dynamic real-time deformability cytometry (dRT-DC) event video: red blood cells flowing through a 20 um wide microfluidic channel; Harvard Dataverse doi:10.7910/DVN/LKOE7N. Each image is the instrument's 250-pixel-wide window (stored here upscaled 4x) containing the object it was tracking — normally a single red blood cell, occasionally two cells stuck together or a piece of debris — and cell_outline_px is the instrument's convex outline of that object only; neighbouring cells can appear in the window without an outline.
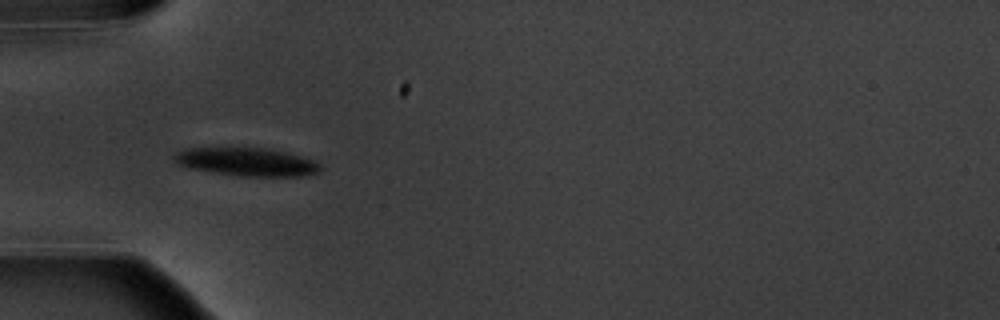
{"species": "common noctule bat (a hibernating species)", "species_latin": "Nyctalus noctula", "temperature_condition": "warm", "stored_images_in_passage": 15, "camera_frame_rate_fps": 3000, "um_per_image_px": 0.085, "animal": {"sex": "male", "body_mass_g": 20.1, "forearm_length_mm": 53.5}, "frame": {"image": 1, "passage_image": 5, "time_ms": 5.667, "image_size_px": [1000, 320], "cell_outline_px": [[324, 168], [320, 172], [304, 176], [240, 176], [188, 168], [172, 160], [172, 156], [176, 152], [184, 148], [264, 148], [284, 152], [300, 156], [312, 160], [320, 164]], "centroid_in_image_um": [20.97, 13.76], "position_along_channel_um": 64.0, "area_um2": 23.99}}
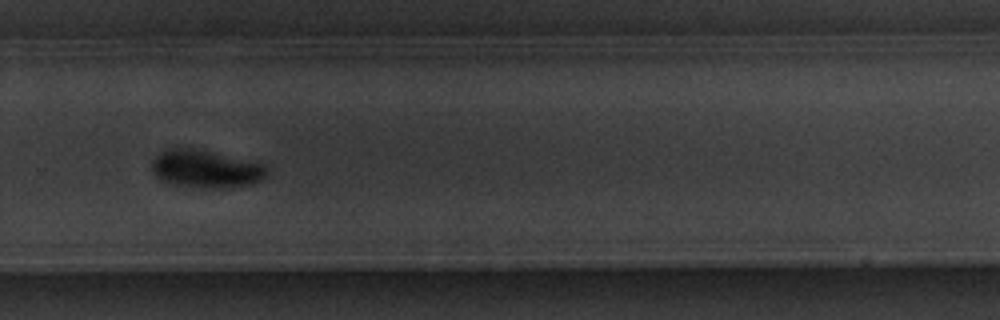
{"frame": {"image": 2, "passage_image": 11, "time_ms": 12.667, "image_size_px": [1000, 320], "cell_outline_px": [[268, 172], [260, 180], [252, 184], [228, 188], [212, 188], [172, 184], [160, 180], [152, 172], [152, 160], [160, 152], [172, 148], [188, 148], [208, 152], [264, 164], [268, 168]], "centroid_in_image_um": [17.47, 14.38], "position_along_channel_um": 312.3, "area_um2": 24.85}}
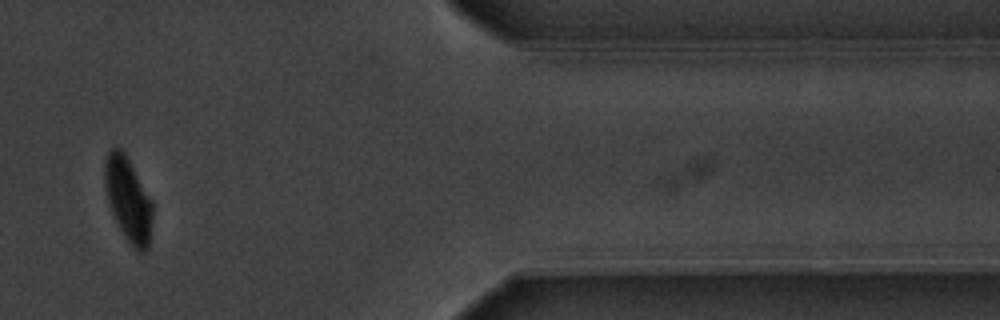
{"frame": {"image": 3, "passage_image": 13, "time_ms": 16.0, "image_size_px": [1000, 320], "cell_outline_px": [[152, 220], [148, 248], [144, 252], [140, 252], [124, 236], [112, 212], [108, 200], [104, 184], [104, 164], [108, 152], [112, 148], [120, 148], [124, 152], [152, 200]], "centroid_in_image_um": [10.89, 16.93], "position_along_channel_um": 400.5, "area_um2": 23.0}, "authors_computed_cell_mechanics": {"area_um2": 24.3338, "velocity_mm_per_s": 3.5863, "shape_relaxation_time_tau1_ms": 3.79, "shape_relaxation_time_tau2_ms": null, "deformation_change_tau1": 0.1112, "deformation_change_tau2": null}}